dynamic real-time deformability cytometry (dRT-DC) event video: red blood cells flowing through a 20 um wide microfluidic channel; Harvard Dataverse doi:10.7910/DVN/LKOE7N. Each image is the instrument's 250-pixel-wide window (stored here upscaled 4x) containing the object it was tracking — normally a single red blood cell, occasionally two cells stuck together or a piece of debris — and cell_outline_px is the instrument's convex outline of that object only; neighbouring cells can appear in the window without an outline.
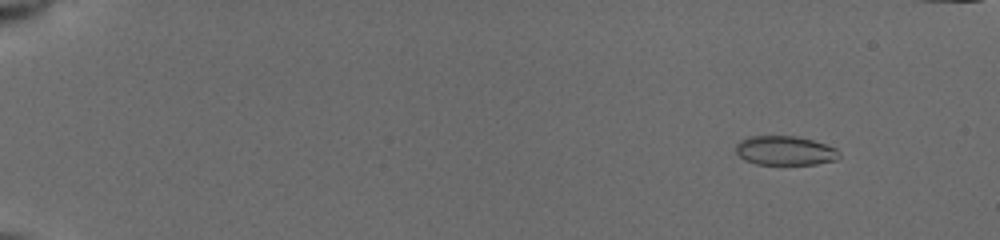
{"species": "common noctule bat (a hibernating species)", "species_latin": "Nyctalus noctula", "temperature_condition": "cold", "stored_images_in_passage": 29, "camera_frame_rate_fps": 3000, "um_per_image_px": 0.085, "animal": {"sex": "female", "body_mass_g": 19.5, "forearm_length_mm": 54.1}, "frame": {"image": 1, "passage_image": 7, "time_ms": 1.333, "image_size_px": [1000, 240], "cell_outline_px": [[840, 156], [836, 160], [816, 164], [756, 164], [744, 160], [736, 152], [736, 144], [740, 140], [748, 136], [796, 136], [812, 140], [836, 148], [840, 152]], "centroid_in_image_um": [66.72, 12.8], "position_along_channel_um": 18.3, "area_um2": 17.63}}
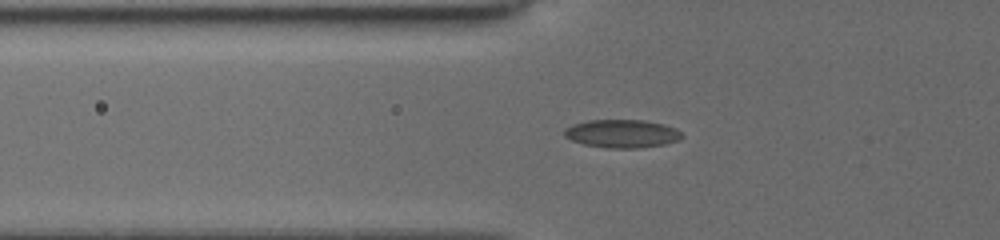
{"frame": {"image": 2, "passage_image": 28, "time_ms": 6.333, "image_size_px": [1000, 240], "cell_outline_px": [[684, 136], [680, 140], [664, 144], [636, 148], [604, 148], [584, 144], [572, 140], [564, 136], [564, 128], [572, 124], [588, 120], [640, 120], [664, 124], [676, 128]], "centroid_in_image_um": [52.86, 11.36], "position_along_channel_um": 72.9, "area_um2": 19.36}}